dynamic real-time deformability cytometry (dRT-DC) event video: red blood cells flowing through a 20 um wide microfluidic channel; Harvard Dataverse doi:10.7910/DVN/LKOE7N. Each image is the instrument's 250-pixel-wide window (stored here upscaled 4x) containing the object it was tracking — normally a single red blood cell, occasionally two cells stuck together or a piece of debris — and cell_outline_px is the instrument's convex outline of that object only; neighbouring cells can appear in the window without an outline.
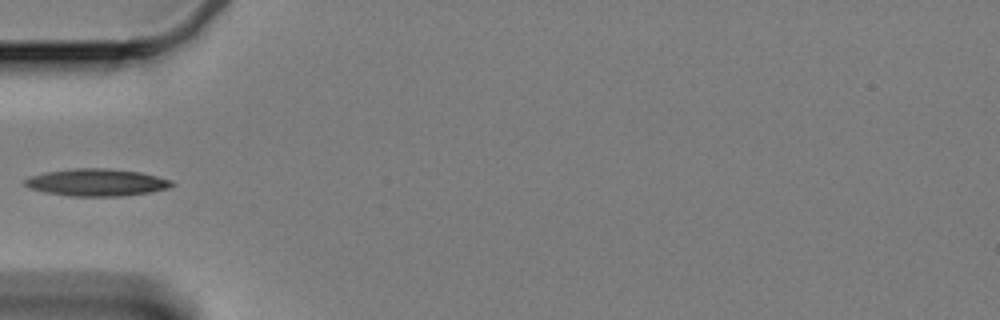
{"species": "Egyptian fruit bat (a non-hibernating species)", "species_latin": "Rousettus aegyptiacus", "temperature_condition": "cold", "stored_images_in_passage": 15, "camera_frame_rate_fps": 3000, "um_per_image_px": 0.085, "animal": {"sex": "female"}, "frame": {"image": 1, "passage_image": 1, "time_ms": 0.0, "image_size_px": [1000, 320], "cell_outline_px": [[176, 184], [168, 188], [152, 192], [124, 196], [68, 196], [44, 192], [28, 188], [24, 184], [24, 180], [28, 176], [44, 172], [72, 168], [108, 168], [140, 172], [172, 180]], "centroid_in_image_um": [8.19, 15.5], "position_along_channel_um": 76.8, "area_um2": 23.64}}
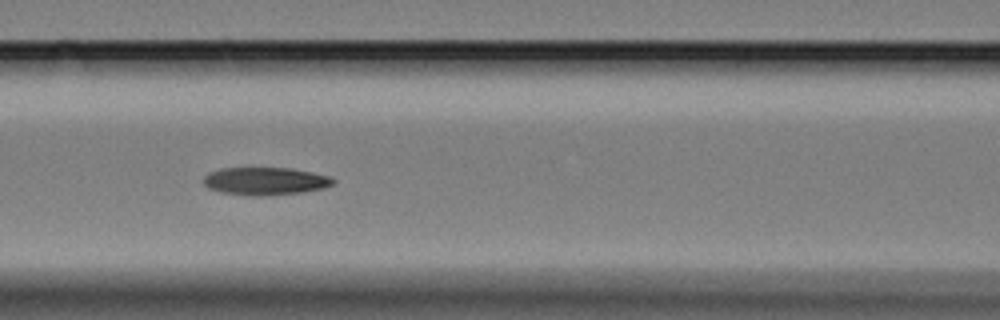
{"frame": {"image": 2, "passage_image": 7, "time_ms": 2.0, "image_size_px": [1000, 320], "cell_outline_px": [[336, 180], [332, 184], [324, 188], [304, 192], [264, 196], [252, 196], [220, 192], [208, 188], [204, 184], [204, 176], [208, 172], [220, 168], [292, 168], [332, 176]], "centroid_in_image_um": [22.56, 15.39], "position_along_channel_um": 144.0, "area_um2": 21.21}}
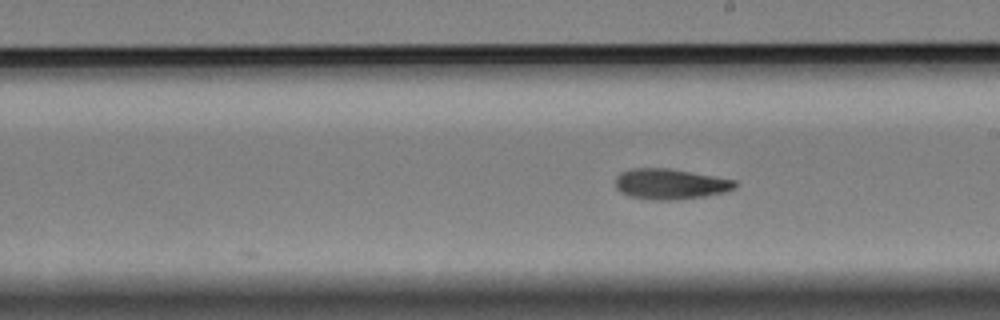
{"frame": {"image": 3, "passage_image": 15, "time_ms": 4.667, "image_size_px": [1000, 320], "cell_outline_px": [[740, 184], [736, 188], [724, 192], [704, 196], [672, 200], [648, 200], [628, 196], [620, 192], [616, 188], [616, 176], [620, 172], [628, 168], [668, 168], [692, 172], [736, 180]], "centroid_in_image_um": [56.96, 15.64], "position_along_channel_um": 232.0, "area_um2": 21.56}}